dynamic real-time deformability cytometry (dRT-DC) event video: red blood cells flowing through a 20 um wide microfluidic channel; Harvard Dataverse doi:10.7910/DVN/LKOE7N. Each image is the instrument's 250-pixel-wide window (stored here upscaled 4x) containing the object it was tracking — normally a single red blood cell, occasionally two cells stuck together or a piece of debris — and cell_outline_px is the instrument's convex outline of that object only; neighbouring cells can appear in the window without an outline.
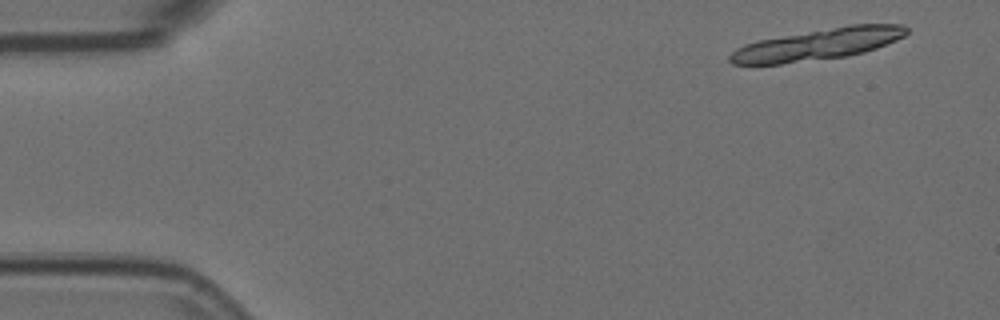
{"species": "Egyptian fruit bat (a non-hibernating species)", "species_latin": "Rousettus aegyptiacus", "temperature_condition": "room temperature", "stored_images_in_passage": 10, "segment_of_instrument_passage": [1, 2], "camera_frame_rate_fps": 3000, "um_per_image_px": 0.085, "animal": {"sex": "female"}, "frame": {"image": 1, "passage_image": 1, "time_ms": 0.0, "image_size_px": [1000, 320], "cell_outline_px": [[908, 32], [904, 36], [896, 40], [876, 48], [864, 52], [848, 56], [780, 64], [732, 64], [728, 60], [728, 56], [736, 48], [744, 44], [760, 40], [852, 24], [904, 24], [908, 28]], "centroid_in_image_um": [69.53, 3.77], "position_along_channel_um": 15.5, "area_um2": 32.02}}